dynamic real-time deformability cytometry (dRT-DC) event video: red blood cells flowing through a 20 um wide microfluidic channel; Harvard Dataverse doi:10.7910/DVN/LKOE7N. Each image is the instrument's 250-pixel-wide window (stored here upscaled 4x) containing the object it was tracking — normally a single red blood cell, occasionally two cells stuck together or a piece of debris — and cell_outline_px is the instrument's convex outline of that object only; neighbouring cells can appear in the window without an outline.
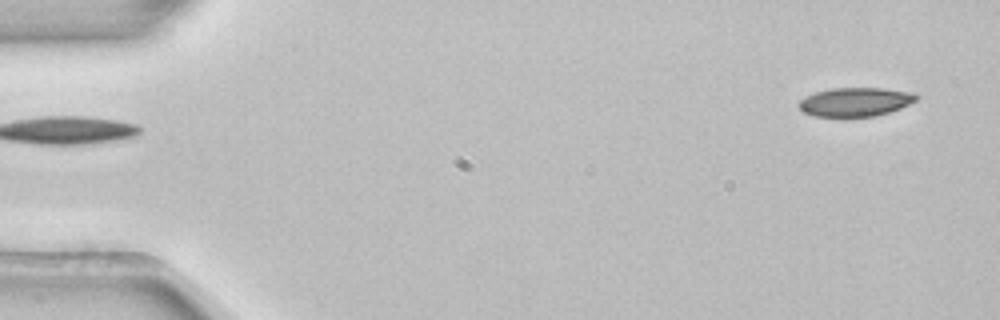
{"species": "common noctule bat (a hibernating species)", "species_latin": "Nyctalus noctula", "temperature_condition": "room temperature", "stored_images_in_passage": 4, "camera_frame_rate_fps": 3000, "um_per_image_px": 0.085, "animal": {"sex": "female", "body_mass_g": 22.7, "forearm_length_mm": 54.2}, "frame": {"image": 1, "passage_image": 4, "time_ms": 1.0, "image_size_px": [1000, 320], "cell_outline_px": [[920, 96], [916, 100], [900, 108], [876, 116], [844, 120], [812, 116], [804, 112], [796, 104], [800, 100], [816, 92], [832, 88], [884, 88], [912, 92]], "centroid_in_image_um": [72.67, 8.71], "position_along_channel_um": 12.3, "area_um2": 20.52}}